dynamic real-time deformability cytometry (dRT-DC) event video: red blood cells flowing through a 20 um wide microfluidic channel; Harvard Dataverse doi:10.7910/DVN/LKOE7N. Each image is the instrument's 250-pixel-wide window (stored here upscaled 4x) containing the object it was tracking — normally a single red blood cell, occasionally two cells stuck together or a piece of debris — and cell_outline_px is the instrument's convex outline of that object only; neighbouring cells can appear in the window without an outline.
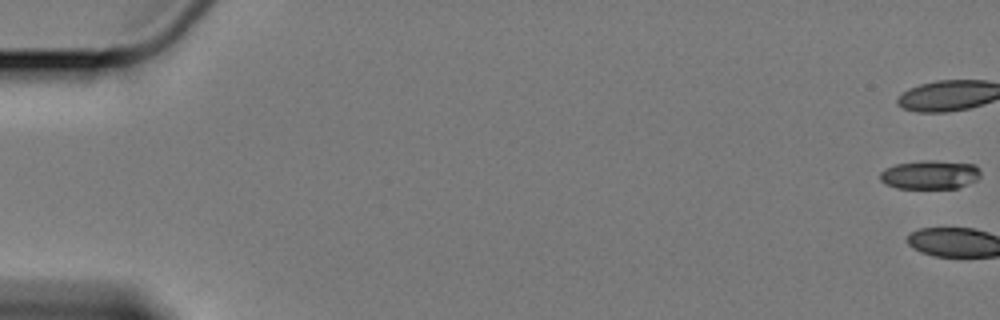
{"species": "Egyptian fruit bat (a non-hibernating species)", "species_latin": "Rousettus aegyptiacus", "temperature_condition": "cold", "stored_images_in_passage": 3, "camera_frame_rate_fps": 3000, "um_per_image_px": 0.085, "animal": {"sex": "female"}, "frame": {"image": 1, "passage_image": 1, "time_ms": 0.0, "image_size_px": [1000, 320], "cell_outline_px": [[980, 176], [976, 180], [956, 188], [896, 188], [880, 180], [880, 172], [884, 168], [896, 164], [920, 160], [936, 160], [976, 164], [980, 172]], "centroid_in_image_um": [79.04, 14.83], "position_along_channel_um": 6.0, "area_um2": 16.94}}